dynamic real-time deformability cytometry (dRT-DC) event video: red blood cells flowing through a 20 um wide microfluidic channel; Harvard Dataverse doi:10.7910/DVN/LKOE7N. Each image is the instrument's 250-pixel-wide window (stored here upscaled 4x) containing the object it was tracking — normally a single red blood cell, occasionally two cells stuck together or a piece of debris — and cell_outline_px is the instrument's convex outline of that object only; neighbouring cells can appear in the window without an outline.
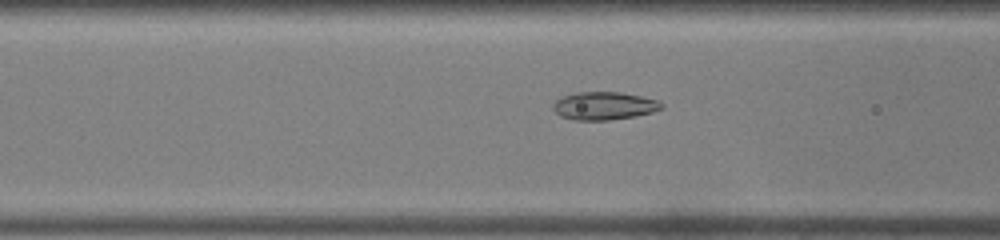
{"species": "common noctule bat (a hibernating species)", "species_latin": "Nyctalus noctula", "temperature_condition": "warm", "stored_images_in_passage": 25, "camera_frame_rate_fps": 3000, "um_per_image_px": 0.085, "animal": {"sex": "male", "body_mass_g": 19.0, "forearm_length_mm": 50.8}, "frame": {"image": 1, "passage_image": 5, "time_ms": 1.333, "image_size_px": [1000, 240], "cell_outline_px": [[664, 108], [652, 112], [636, 116], [608, 120], [572, 120], [560, 116], [552, 108], [552, 104], [556, 100], [564, 96], [576, 92], [620, 92], [660, 100], [664, 104]], "centroid_in_image_um": [51.37, 9.0], "position_along_channel_um": 115.2, "area_um2": 17.8}}
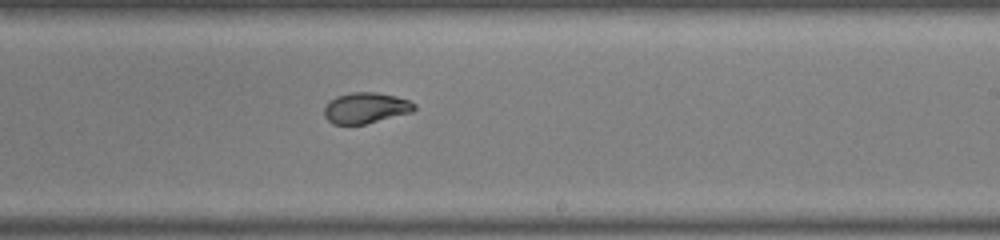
{"frame": {"image": 2, "passage_image": 15, "time_ms": 4.667, "image_size_px": [1000, 240], "cell_outline_px": [[416, 108], [412, 112], [364, 124], [332, 124], [324, 116], [324, 108], [328, 100], [336, 96], [352, 92], [376, 92], [396, 96], [408, 100], [416, 104]], "centroid_in_image_um": [31.06, 9.16], "position_along_channel_um": 257.9, "area_um2": 16.24}}
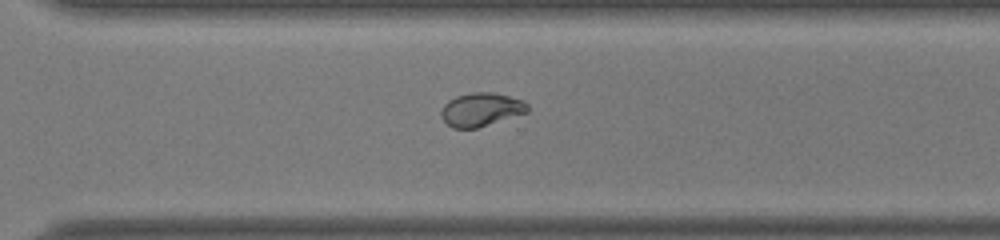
{"frame": {"image": 3, "passage_image": 20, "time_ms": 6.333, "image_size_px": [1000, 240], "cell_outline_px": [[528, 112], [476, 128], [452, 128], [440, 116], [440, 112], [444, 104], [448, 100], [456, 96], [472, 92], [492, 92], [524, 100], [528, 104]], "centroid_in_image_um": [40.88, 9.3], "position_along_channel_um": 329.7, "area_um2": 16.82}}